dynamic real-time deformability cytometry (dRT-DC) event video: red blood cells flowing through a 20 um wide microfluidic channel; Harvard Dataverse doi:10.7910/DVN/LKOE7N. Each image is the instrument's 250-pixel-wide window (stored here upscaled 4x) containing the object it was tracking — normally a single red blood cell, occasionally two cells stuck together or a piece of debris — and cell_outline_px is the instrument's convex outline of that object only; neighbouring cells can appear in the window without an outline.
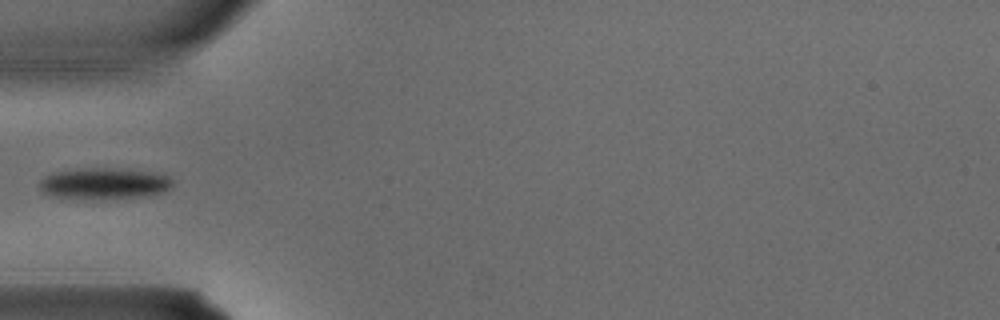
{"species": "common noctule bat (a hibernating species)", "species_latin": "Nyctalus noctula", "temperature_condition": "warm", "stored_images_in_passage": 3, "camera_frame_rate_fps": 3000, "um_per_image_px": 0.085, "animal": {"sex": "male", "body_mass_g": 15.6}, "frame": {"image": 1, "passage_image": 3, "time_ms": 0.667, "image_size_px": [1000, 320], "cell_outline_px": [[172, 184], [164, 192], [148, 196], [72, 200], [64, 200], [52, 196], [44, 192], [36, 184], [44, 176], [52, 172], [80, 168], [104, 168], [164, 172], [172, 180]], "centroid_in_image_um": [8.8, 15.6], "position_along_channel_um": 76.2, "area_um2": 24.97}}